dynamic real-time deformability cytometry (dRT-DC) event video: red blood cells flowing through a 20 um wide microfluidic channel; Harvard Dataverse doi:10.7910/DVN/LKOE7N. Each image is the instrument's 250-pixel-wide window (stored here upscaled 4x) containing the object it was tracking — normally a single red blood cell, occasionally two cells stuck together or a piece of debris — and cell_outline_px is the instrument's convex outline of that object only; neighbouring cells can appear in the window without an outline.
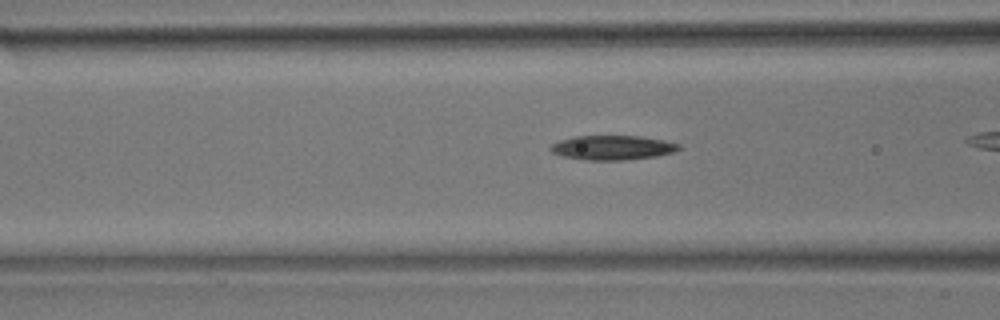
{"species": "common noctule bat (a hibernating species)", "species_latin": "Nyctalus noctula", "temperature_condition": "room temperature", "stored_images_in_passage": 36, "camera_frame_rate_fps": 3000, "um_per_image_px": 0.085, "animal": {"sex": "male", "body_mass_g": 17.9}, "frame": {"image": 1, "passage_image": 16, "time_ms": 5.0, "image_size_px": [1000, 320], "cell_outline_px": [[680, 148], [672, 152], [656, 156], [624, 160], [584, 160], [564, 156], [552, 152], [548, 148], [552, 144], [560, 140], [576, 136], [640, 136], [664, 140], [680, 144]], "centroid_in_image_um": [52.05, 12.55], "position_along_channel_um": 114.6, "area_um2": 18.15}}